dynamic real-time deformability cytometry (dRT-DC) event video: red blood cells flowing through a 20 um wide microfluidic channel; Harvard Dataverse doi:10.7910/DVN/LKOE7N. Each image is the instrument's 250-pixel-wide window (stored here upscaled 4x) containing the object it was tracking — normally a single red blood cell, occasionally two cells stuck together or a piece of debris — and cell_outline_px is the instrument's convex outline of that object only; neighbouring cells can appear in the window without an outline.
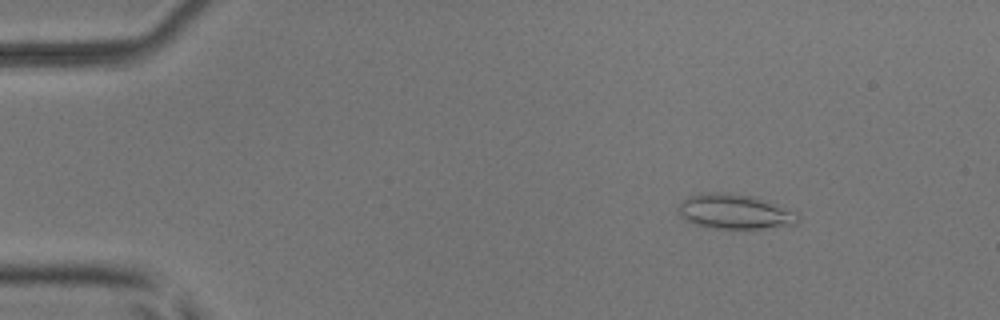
{"species": "common noctule bat (a hibernating species)", "species_latin": "Nyctalus noctula", "temperature_condition": "room temperature", "stored_images_in_passage": 53, "camera_frame_rate_fps": 3000, "um_per_image_px": 0.085, "animal": {"sex": "male", "body_mass_g": 17.9, "forearm_length_mm": 54.2}, "frame": {"image": 1, "passage_image": 8, "time_ms": 2.333, "image_size_px": [1000, 320], "cell_outline_px": [[800, 220], [796, 224], [764, 228], [716, 228], [696, 224], [680, 216], [676, 208], [688, 196], [700, 192], [724, 192], [752, 196], [776, 204], [800, 216]], "centroid_in_image_um": [62.41, 17.97], "position_along_channel_um": 22.6, "area_um2": 23.99}}
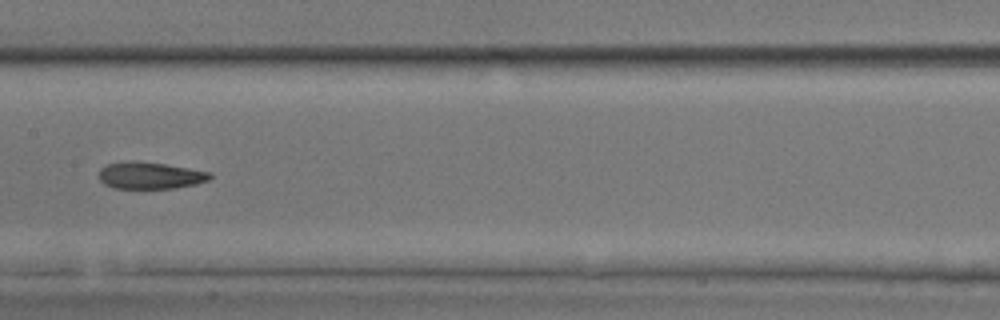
{"frame": {"image": 2, "passage_image": 28, "time_ms": 9.0, "image_size_px": [1000, 320], "cell_outline_px": [[212, 176], [208, 180], [196, 184], [172, 188], [112, 188], [104, 184], [100, 180], [100, 168], [108, 164], [132, 160], [164, 164], [212, 172]], "centroid_in_image_um": [12.76, 14.91], "position_along_channel_um": 194.6, "area_um2": 17.28}}
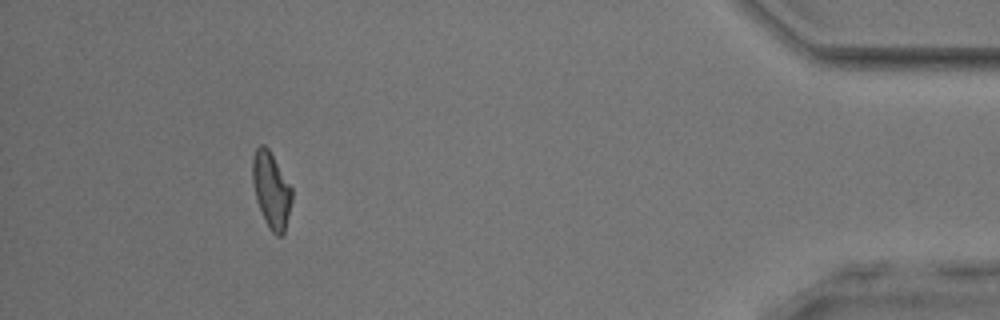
{"frame": {"image": 3, "passage_image": 49, "time_ms": 16.0, "image_size_px": [1000, 320], "cell_outline_px": [[292, 200], [284, 232], [280, 236], [276, 236], [272, 232], [264, 220], [256, 200], [252, 180], [252, 160], [256, 148], [260, 144], [264, 144], [268, 148], [292, 188]], "centroid_in_image_um": [23.04, 16.15], "position_along_channel_um": 412.2, "area_um2": 17.34}, "authors_computed_cell_mechanics": {"area_um2": 17.6868, "velocity_mm_per_s": 3.9353, "shape_relaxation_time_tau1_ms": 10.0646, "shape_relaxation_time_tau2_ms": 3.3596, "deformation_change_tau1": 0.2305, "deformation_change_tau2": 0.1113}}